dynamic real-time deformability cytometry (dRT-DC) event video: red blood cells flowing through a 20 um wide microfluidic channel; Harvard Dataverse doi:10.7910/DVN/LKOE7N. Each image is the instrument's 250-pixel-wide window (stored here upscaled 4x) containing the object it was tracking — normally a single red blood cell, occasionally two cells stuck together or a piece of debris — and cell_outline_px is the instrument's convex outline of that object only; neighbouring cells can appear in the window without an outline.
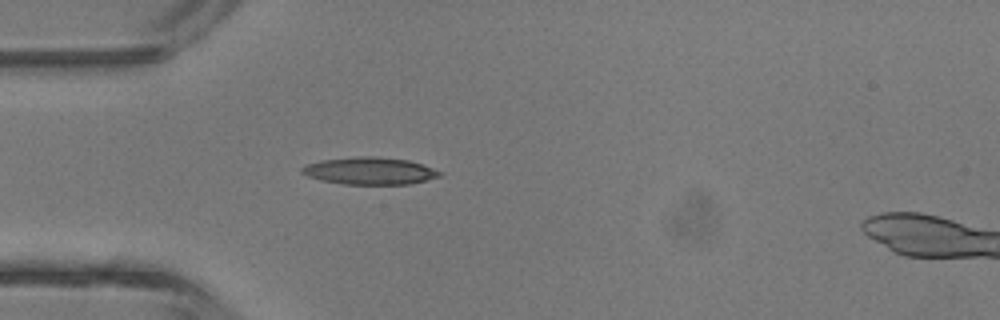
{"species": "common noctule bat (a hibernating species)", "species_latin": "Nyctalus noctula", "temperature_condition": "room temperature", "stored_images_in_passage": 4, "camera_frame_rate_fps": 3000, "um_per_image_px": 0.085, "animal": {"sex": "male", "body_mass_g": 13.3}, "frame": {"image": 1, "passage_image": 3, "time_ms": 3.0, "image_size_px": [1000, 320], "cell_outline_px": [[444, 172], [440, 176], [408, 184], [344, 184], [320, 180], [308, 176], [300, 172], [300, 168], [304, 164], [320, 160], [356, 156], [372, 156], [408, 160], [424, 164]], "centroid_in_image_um": [31.4, 14.51], "position_along_channel_um": 53.6, "area_um2": 22.02}}